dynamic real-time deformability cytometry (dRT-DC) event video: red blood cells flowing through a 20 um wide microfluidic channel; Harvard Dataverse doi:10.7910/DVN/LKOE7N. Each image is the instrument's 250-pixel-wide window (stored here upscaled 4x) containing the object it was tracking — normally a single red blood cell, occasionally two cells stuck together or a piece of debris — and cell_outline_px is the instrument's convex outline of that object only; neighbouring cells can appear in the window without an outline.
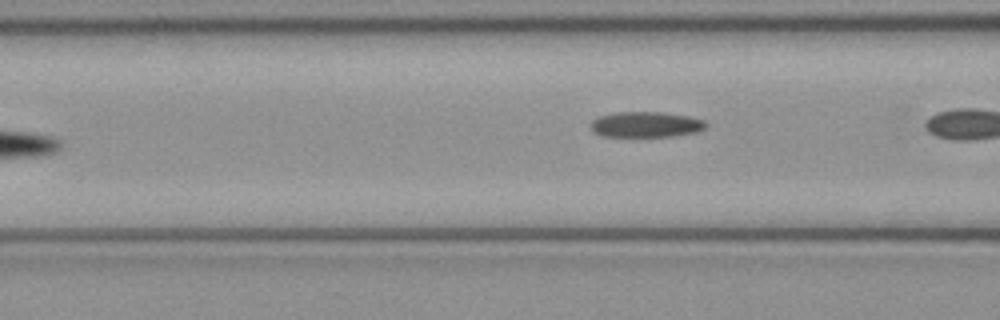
{"species": "common noctule bat (a hibernating species)", "species_latin": "Nyctalus noctula", "temperature_condition": "cold", "stored_images_in_passage": 6, "camera_frame_rate_fps": 3000, "um_per_image_px": 0.085, "animal": {"sex": "female", "body_mass_g": 21.9}, "frame": {"image": 1, "passage_image": 6, "time_ms": 1.667, "image_size_px": [1000, 320], "cell_outline_px": [[708, 124], [704, 128], [696, 132], [672, 136], [600, 136], [592, 132], [588, 124], [592, 120], [600, 116], [616, 112], [660, 112], [688, 116], [704, 120]], "centroid_in_image_um": [54.85, 10.58], "position_along_channel_um": 111.8, "area_um2": 17.22}}